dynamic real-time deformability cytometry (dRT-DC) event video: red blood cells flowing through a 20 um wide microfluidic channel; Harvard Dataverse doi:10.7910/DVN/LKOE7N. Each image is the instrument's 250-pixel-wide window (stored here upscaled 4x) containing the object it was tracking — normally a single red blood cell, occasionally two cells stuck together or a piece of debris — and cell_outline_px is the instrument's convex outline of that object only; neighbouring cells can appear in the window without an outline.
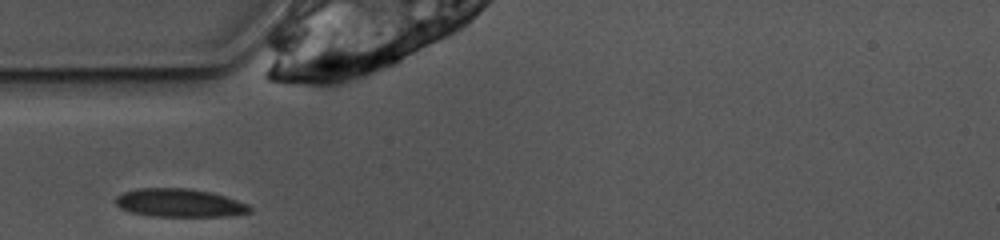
{"species": "common noctule bat (a hibernating species)", "species_latin": "Nyctalus noctula", "temperature_condition": "warm", "stored_images_in_passage": 23, "camera_frame_rate_fps": 3000, "um_per_image_px": 0.085, "animal": {"sex": "female", "body_mass_g": 10.0, "forearm_length_mm": 53.1}, "frame": {"image": 1, "passage_image": 1, "time_ms": 0.0, "image_size_px": [1000, 240], "cell_outline_px": [[252, 212], [228, 216], [152, 216], [132, 212], [120, 208], [112, 200], [116, 196], [124, 192], [136, 188], [188, 188], [212, 192], [248, 204], [252, 208]], "centroid_in_image_um": [15.24, 17.24], "position_along_channel_um": 69.8, "area_um2": 22.2}}
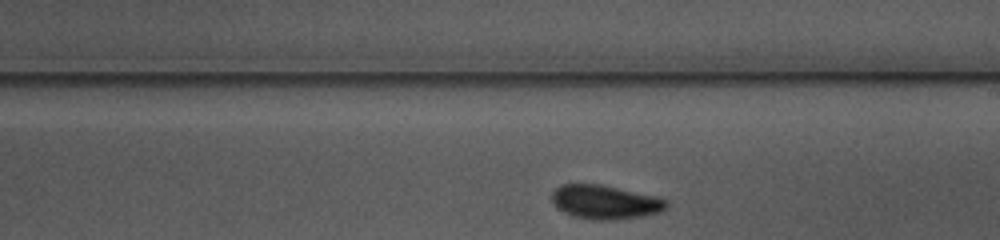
{"frame": {"image": 2, "passage_image": 14, "time_ms": 4.333, "image_size_px": [1000, 240], "cell_outline_px": [[668, 208], [660, 212], [644, 216], [616, 220], [600, 220], [576, 216], [564, 212], [552, 200], [552, 192], [560, 184], [600, 184], [652, 196], [668, 200]], "centroid_in_image_um": [51.46, 17.18], "position_along_channel_um": 237.5, "area_um2": 22.31}}
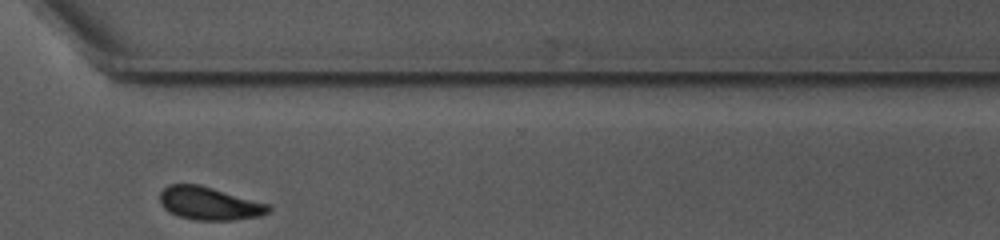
{"frame": {"image": 3, "passage_image": 23, "time_ms": 7.333, "image_size_px": [1000, 240], "cell_outline_px": [[272, 208], [268, 212], [260, 216], [232, 220], [196, 220], [180, 216], [164, 208], [160, 204], [160, 192], [168, 184], [200, 184], [268, 204]], "centroid_in_image_um": [17.78, 17.28], "position_along_channel_um": 352.8, "area_um2": 20.75}}